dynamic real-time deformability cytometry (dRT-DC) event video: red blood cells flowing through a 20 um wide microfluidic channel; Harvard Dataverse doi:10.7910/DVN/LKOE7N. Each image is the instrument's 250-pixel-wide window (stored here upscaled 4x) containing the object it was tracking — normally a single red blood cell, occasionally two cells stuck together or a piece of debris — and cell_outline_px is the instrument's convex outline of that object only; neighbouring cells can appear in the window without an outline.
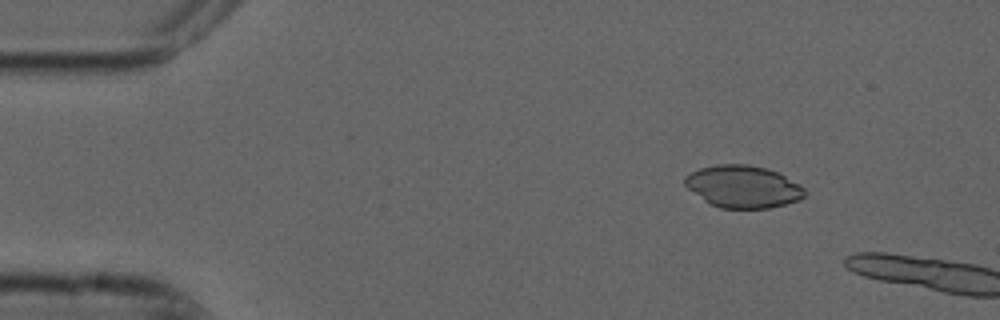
{"species": "common noctule bat (a hibernating species)", "species_latin": "Nyctalus noctula", "temperature_condition": "cold", "stored_images_in_passage": 2, "camera_frame_rate_fps": 3000, "um_per_image_px": 0.085, "animal": {"sex": "male", "forearm_length_mm": 52.5}, "frame": {"image": 1, "passage_image": 1, "time_ms": 0.0, "image_size_px": [1000, 320], "cell_outline_px": [[804, 196], [800, 200], [768, 208], [720, 208], [704, 200], [688, 188], [684, 184], [684, 176], [700, 168], [716, 164], [748, 164], [768, 168], [780, 172], [804, 188]], "centroid_in_image_um": [63.16, 15.84], "position_along_channel_um": 21.8, "area_um2": 29.48}}